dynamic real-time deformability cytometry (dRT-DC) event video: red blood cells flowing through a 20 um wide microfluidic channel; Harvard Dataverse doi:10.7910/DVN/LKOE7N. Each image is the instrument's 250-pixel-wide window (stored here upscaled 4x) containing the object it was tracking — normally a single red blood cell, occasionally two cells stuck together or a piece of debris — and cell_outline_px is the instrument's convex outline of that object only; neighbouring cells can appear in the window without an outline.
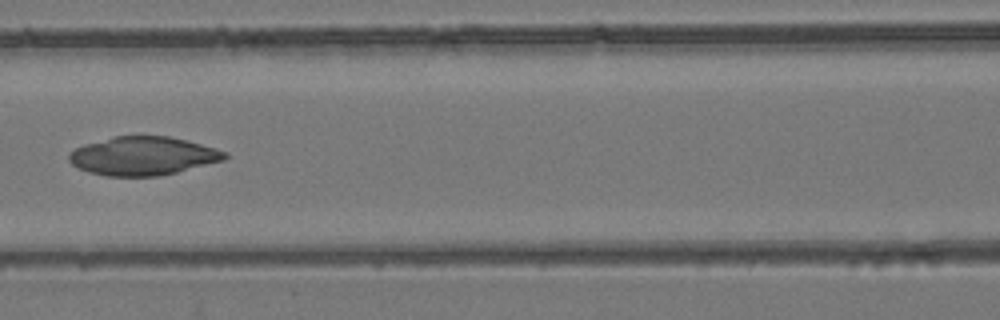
{"species": "common noctule bat (a hibernating species)", "species_latin": "Nyctalus noctula", "temperature_condition": "room temperature", "stored_images_in_passage": 4, "camera_frame_rate_fps": 3000, "um_per_image_px": 0.085, "animal": {"sex": "female", "body_mass_g": 24.6, "forearm_length_mm": 56.2}, "frame": {"image": 1, "passage_image": 3, "time_ms": 2.333, "image_size_px": [1000, 320], "cell_outline_px": [[228, 156], [224, 160], [176, 172], [156, 176], [104, 176], [88, 172], [76, 168], [68, 160], [68, 152], [84, 144], [112, 136], [168, 136], [188, 140], [228, 152]], "centroid_in_image_um": [12.11, 13.25], "position_along_channel_um": 154.5, "area_um2": 35.14}}
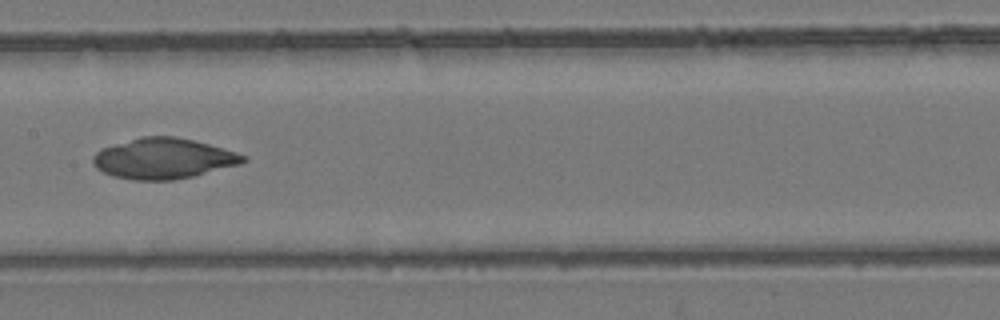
{"frame": {"image": 2, "passage_image": 4, "time_ms": 3.333, "image_size_px": [1000, 320], "cell_outline_px": [[248, 160], [240, 164], [192, 176], [172, 180], [132, 180], [112, 176], [96, 168], [92, 164], [92, 156], [96, 152], [104, 148], [140, 136], [176, 136], [208, 144], [236, 152], [248, 156]], "centroid_in_image_um": [13.88, 13.47], "position_along_channel_um": 193.5, "area_um2": 35.37}}